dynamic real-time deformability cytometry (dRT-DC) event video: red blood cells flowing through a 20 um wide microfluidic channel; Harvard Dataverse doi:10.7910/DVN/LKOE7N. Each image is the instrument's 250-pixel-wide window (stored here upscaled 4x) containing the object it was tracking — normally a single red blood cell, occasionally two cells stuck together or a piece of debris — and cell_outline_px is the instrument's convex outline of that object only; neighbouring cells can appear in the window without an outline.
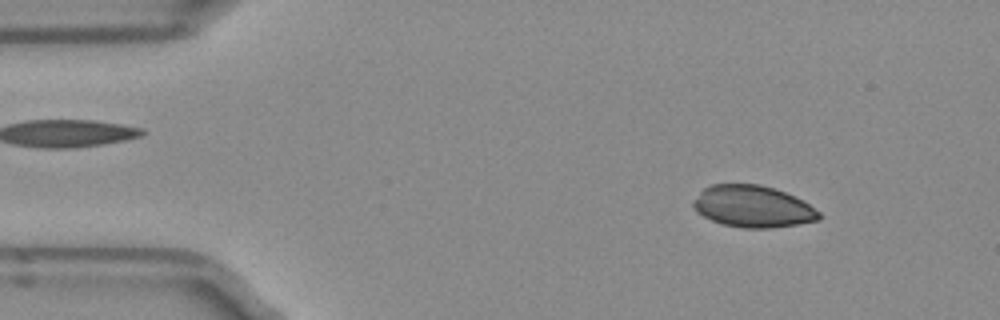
{"species": "Egyptian fruit bat (a non-hibernating species)", "species_latin": "Rousettus aegyptiacus", "temperature_condition": "room temperature", "stored_images_in_passage": 50, "camera_frame_rate_fps": 3000, "um_per_image_px": 0.085, "frame": {"image": 1, "passage_image": 6, "time_ms": 1.667, "image_size_px": [1000, 320], "cell_outline_px": [[820, 220], [772, 228], [744, 228], [724, 224], [712, 220], [696, 212], [692, 204], [692, 200], [704, 188], [712, 184], [760, 184], [784, 192], [804, 200], [820, 212]], "centroid_in_image_um": [63.99, 17.55], "position_along_channel_um": 21.0, "area_um2": 30.58}}
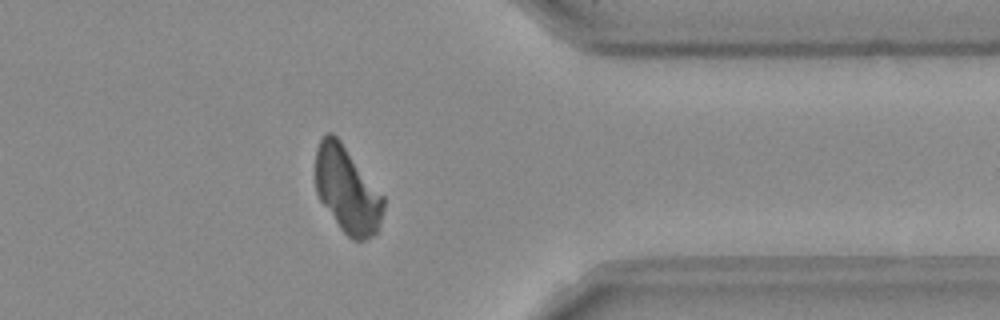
{"frame": {"image": 2, "passage_image": 40, "time_ms": 13.0, "image_size_px": [1000, 320], "cell_outline_px": [[384, 208], [376, 232], [372, 236], [364, 240], [352, 240], [340, 228], [320, 200], [316, 192], [316, 148], [320, 140], [328, 132], [332, 132], [340, 140], [384, 196]], "centroid_in_image_um": [29.5, 16.14], "position_along_channel_um": 381.9, "area_um2": 33.81}}
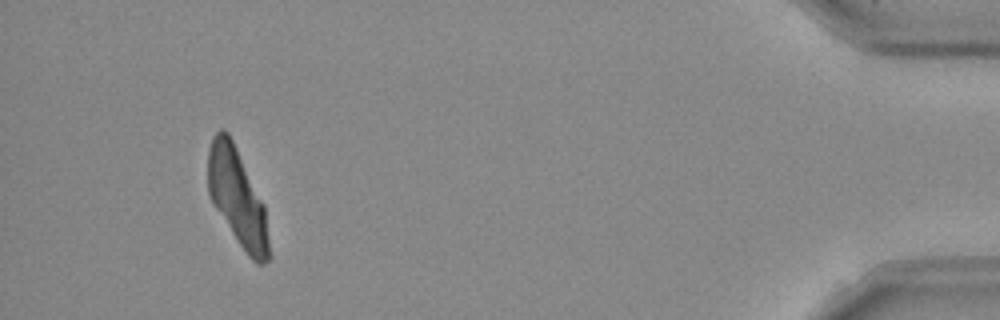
{"frame": {"image": 3, "passage_image": 47, "time_ms": 15.333, "image_size_px": [1000, 320], "cell_outline_px": [[272, 256], [264, 264], [256, 264], [248, 256], [216, 208], [208, 192], [208, 148], [212, 136], [220, 128], [224, 128], [228, 132], [264, 204]], "centroid_in_image_um": [20.19, 16.8], "position_along_channel_um": 415.0, "area_um2": 34.33}}